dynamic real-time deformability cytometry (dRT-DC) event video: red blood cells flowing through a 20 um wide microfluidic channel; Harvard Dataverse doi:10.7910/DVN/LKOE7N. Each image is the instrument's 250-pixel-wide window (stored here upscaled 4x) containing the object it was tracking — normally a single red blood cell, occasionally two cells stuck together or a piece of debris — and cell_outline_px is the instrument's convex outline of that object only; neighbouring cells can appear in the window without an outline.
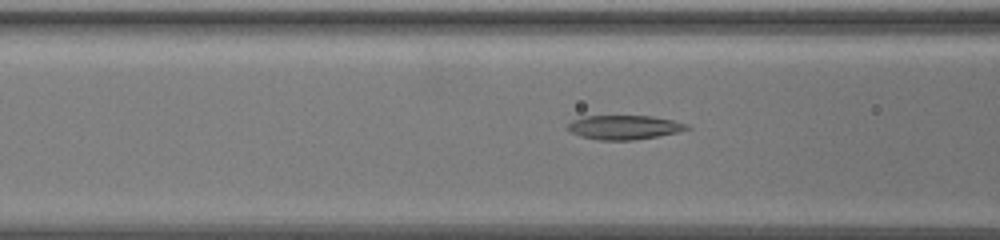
{"species": "common noctule bat (a hibernating species)", "species_latin": "Nyctalus noctula", "temperature_condition": "warm", "stored_images_in_passage": 49, "camera_frame_rate_fps": 3000, "um_per_image_px": 0.085, "animal": {"sex": "female", "body_mass_g": 19.5, "forearm_length_mm": 54.1}, "frame": {"image": 1, "passage_image": 20, "time_ms": 6.333, "image_size_px": [1000, 240], "cell_outline_px": [[692, 128], [680, 132], [632, 140], [600, 140], [580, 136], [572, 132], [568, 128], [568, 124], [572, 120], [584, 116], [652, 116], [672, 120], [688, 124]], "centroid_in_image_um": [53.09, 10.82], "position_along_channel_um": 113.5, "area_um2": 16.7}}
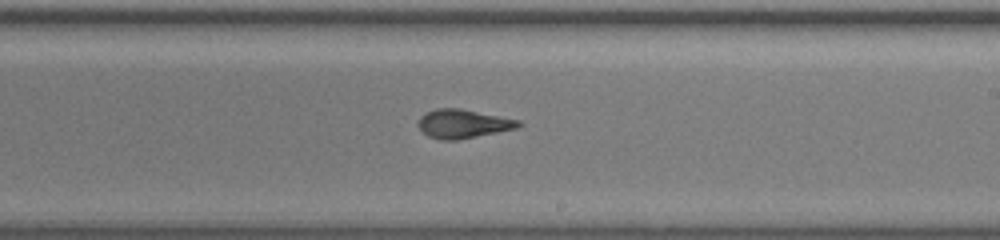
{"frame": {"image": 2, "passage_image": 32, "time_ms": 10.333, "image_size_px": [1000, 240], "cell_outline_px": [[524, 124], [520, 128], [460, 140], [440, 140], [428, 136], [420, 128], [420, 116], [436, 108], [460, 108], [520, 120]], "centroid_in_image_um": [39.44, 10.53], "position_along_channel_um": 249.6, "area_um2": 16.94}}
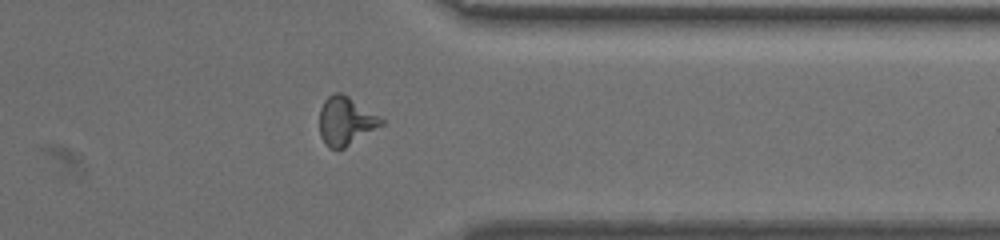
{"frame": {"image": 3, "passage_image": 44, "time_ms": 14.333, "image_size_px": [1000, 240], "cell_outline_px": [[384, 124], [344, 148], [328, 148], [324, 144], [320, 136], [320, 108], [324, 100], [332, 92], [340, 92], [348, 96], [384, 120]], "centroid_in_image_um": [29.35, 10.28], "position_along_channel_um": 382.1, "area_um2": 17.28}}